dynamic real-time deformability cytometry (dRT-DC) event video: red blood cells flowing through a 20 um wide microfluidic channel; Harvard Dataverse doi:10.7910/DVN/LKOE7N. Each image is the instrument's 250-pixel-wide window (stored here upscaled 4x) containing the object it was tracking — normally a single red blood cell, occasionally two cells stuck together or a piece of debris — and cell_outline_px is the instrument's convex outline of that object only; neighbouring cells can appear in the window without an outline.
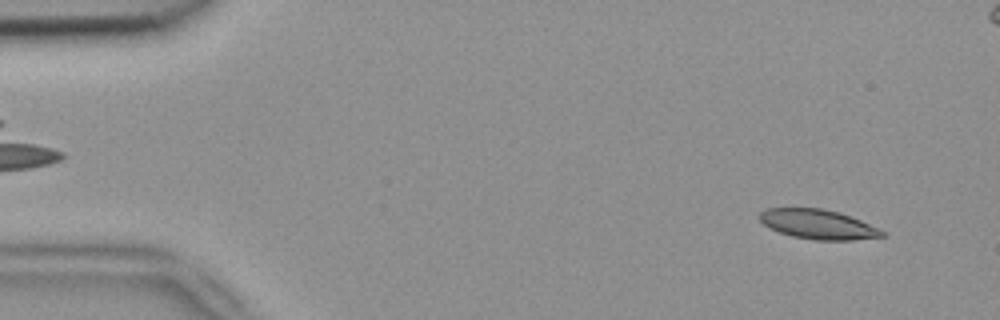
{"species": "common noctule bat (a hibernating species)", "species_latin": "Nyctalus noctula", "temperature_condition": "room temperature", "stored_images_in_passage": 5, "camera_frame_rate_fps": 3000, "um_per_image_px": 0.085, "animal": {"sex": "female", "body_mass_g": 18.4}, "frame": {"image": 1, "passage_image": 1, "time_ms": 0.0, "image_size_px": [1000, 320], "cell_outline_px": [[888, 236], [852, 240], [816, 240], [792, 236], [780, 232], [764, 224], [760, 220], [760, 212], [764, 208], [820, 208], [840, 212], [880, 228]], "centroid_in_image_um": [69.57, 19.06], "position_along_channel_um": 15.4, "area_um2": 21.1}}